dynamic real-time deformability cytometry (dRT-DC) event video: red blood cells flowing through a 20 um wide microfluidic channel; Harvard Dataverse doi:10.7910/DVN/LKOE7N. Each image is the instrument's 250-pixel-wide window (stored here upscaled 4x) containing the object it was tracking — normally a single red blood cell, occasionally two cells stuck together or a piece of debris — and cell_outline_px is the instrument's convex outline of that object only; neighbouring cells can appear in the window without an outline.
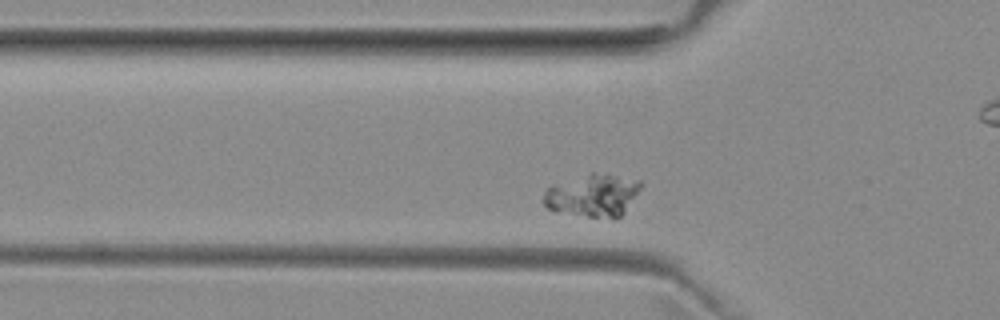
{"species": "common noctule bat (a hibernating species)", "species_latin": "Nyctalus noctula", "temperature_condition": "room temperature", "stored_images_in_passage": 47, "camera_frame_rate_fps": 3000, "um_per_image_px": 0.085, "animal": {"sex": "female", "body_mass_g": 29.2, "forearm_length_mm": 56.3}, "frame": {"image": 1, "passage_image": 9, "time_ms": 2.667, "image_size_px": [1000, 320], "cell_outline_px": [[644, 184], [624, 212], [620, 216], [612, 220], [556, 212], [548, 208], [544, 204], [544, 192], [552, 184], [592, 172], [596, 172], [640, 180]], "centroid_in_image_um": [50.39, 16.61], "position_along_channel_um": 75.4, "area_um2": 24.39}}
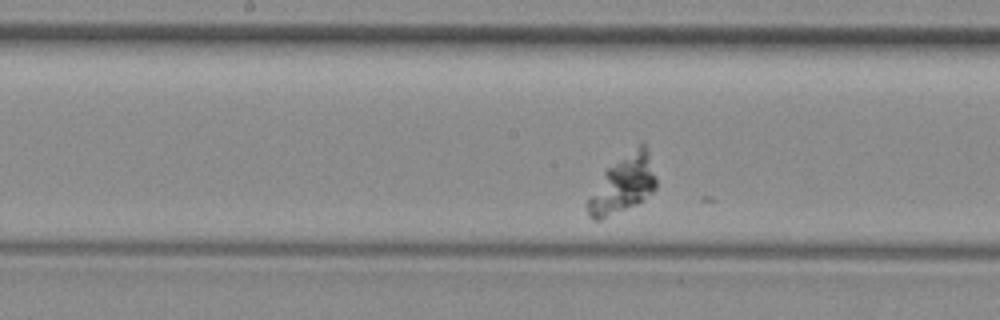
{"frame": {"image": 2, "passage_image": 19, "time_ms": 6.0, "image_size_px": [1000, 320], "cell_outline_px": [[656, 188], [644, 200], [636, 204], [600, 220], [592, 220], [588, 216], [584, 204], [604, 172], [608, 168], [640, 144], [644, 144], [648, 152], [656, 176]], "centroid_in_image_um": [52.93, 15.72], "position_along_channel_um": 195.3, "area_um2": 22.66}}
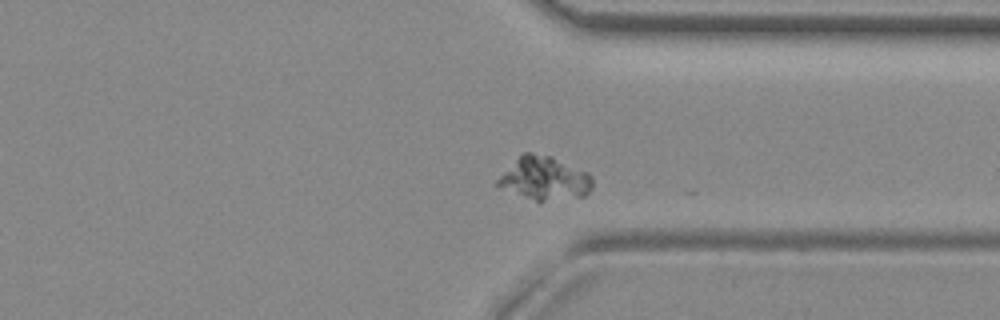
{"frame": {"image": 3, "passage_image": 33, "time_ms": 10.667, "image_size_px": [1000, 320], "cell_outline_px": [[592, 188], [584, 196], [544, 200], [536, 200], [496, 184], [496, 180], [524, 152], [532, 152], [552, 156], [588, 172], [592, 176]], "centroid_in_image_um": [46.35, 15.12], "position_along_channel_um": 365.0, "area_um2": 23.06}}